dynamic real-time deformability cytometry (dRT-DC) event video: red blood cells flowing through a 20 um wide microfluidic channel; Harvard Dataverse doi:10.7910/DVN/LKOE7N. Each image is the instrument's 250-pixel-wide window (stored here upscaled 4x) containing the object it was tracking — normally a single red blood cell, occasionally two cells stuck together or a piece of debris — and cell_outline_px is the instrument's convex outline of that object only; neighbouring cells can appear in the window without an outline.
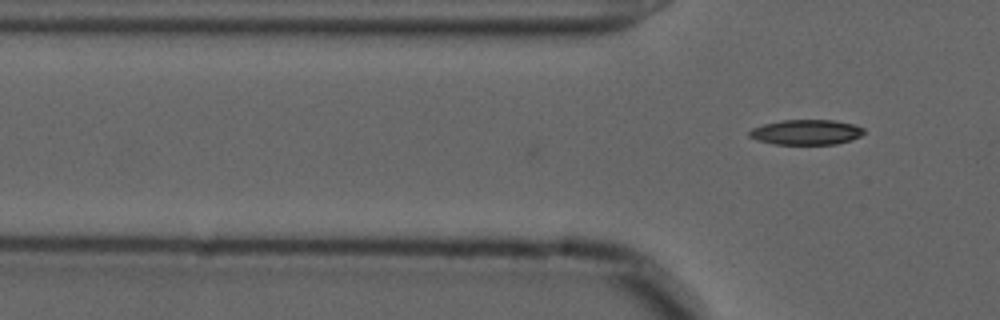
{"species": "common noctule bat (a hibernating species)", "species_latin": "Nyctalus noctula", "temperature_condition": "cold", "stored_images_in_passage": 7, "camera_frame_rate_fps": 3000, "um_per_image_px": 0.085, "animal": {"sex": "male", "forearm_length_mm": 52.5}, "frame": {"image": 1, "passage_image": 7, "time_ms": 2.0, "image_size_px": [1000, 320], "cell_outline_px": [[864, 132], [860, 136], [852, 140], [836, 144], [772, 144], [756, 140], [748, 136], [748, 132], [752, 128], [764, 124], [780, 120], [832, 120], [852, 124], [864, 128]], "centroid_in_image_um": [68.5, 11.24], "position_along_channel_um": 57.3, "area_um2": 16.82}}